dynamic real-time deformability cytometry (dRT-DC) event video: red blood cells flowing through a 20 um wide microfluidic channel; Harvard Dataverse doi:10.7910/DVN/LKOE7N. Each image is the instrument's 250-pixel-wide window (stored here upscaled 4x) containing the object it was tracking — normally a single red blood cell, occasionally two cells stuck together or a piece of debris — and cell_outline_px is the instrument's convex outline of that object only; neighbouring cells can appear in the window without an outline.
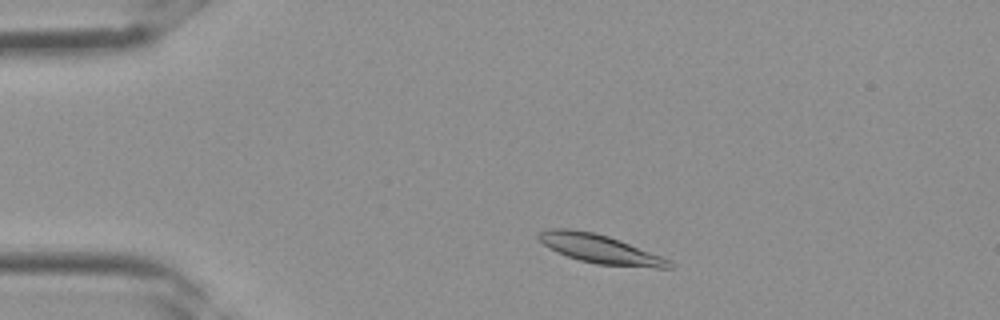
{"species": "Egyptian fruit bat (a non-hibernating species)", "species_latin": "Rousettus aegyptiacus", "temperature_condition": "room temperature", "stored_images_in_passage": 3, "camera_frame_rate_fps": 3000, "um_per_image_px": 0.085, "frame": {"image": 1, "passage_image": 2, "time_ms": 0.333, "image_size_px": [1000, 320], "cell_outline_px": [[672, 268], [656, 268], [596, 264], [580, 260], [556, 252], [548, 248], [536, 236], [540, 232], [548, 228], [572, 228], [596, 232], [620, 240], [660, 256], [668, 260], [672, 264]], "centroid_in_image_um": [50.94, 21.14], "position_along_channel_um": 34.1, "area_um2": 21.85}}